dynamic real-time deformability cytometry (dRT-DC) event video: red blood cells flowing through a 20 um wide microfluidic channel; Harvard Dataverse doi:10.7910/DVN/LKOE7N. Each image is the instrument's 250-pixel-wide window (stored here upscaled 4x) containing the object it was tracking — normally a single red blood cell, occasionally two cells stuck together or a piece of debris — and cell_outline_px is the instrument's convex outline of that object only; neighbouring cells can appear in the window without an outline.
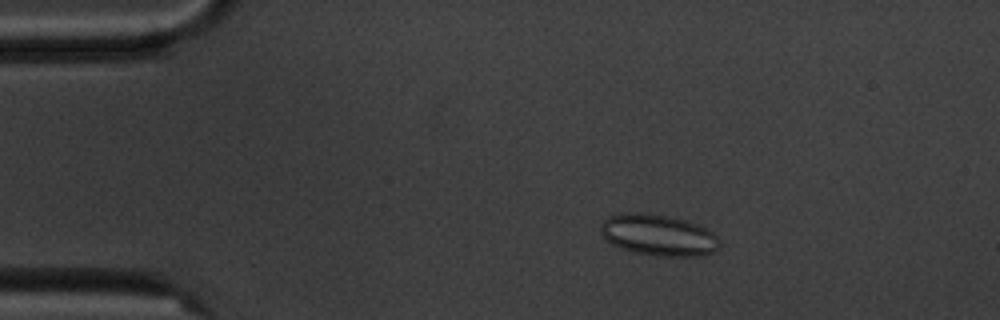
{"species": "common noctule bat (a hibernating species)", "species_latin": "Nyctalus noctula", "temperature_condition": "cold", "stored_images_in_passage": 6, "camera_frame_rate_fps": 3000, "um_per_image_px": 0.085, "animal": {"sex": "male", "body_mass_g": 20.1, "forearm_length_mm": 53.5}, "frame": {"image": 1, "passage_image": 2, "time_ms": 1.0, "image_size_px": [1000, 320], "cell_outline_px": [[720, 244], [712, 252], [704, 256], [656, 256], [636, 252], [620, 248], [612, 244], [600, 232], [600, 224], [608, 216], [620, 212], [648, 212], [668, 216], [684, 220], [696, 224], [712, 232], [720, 240]], "centroid_in_image_um": [55.93, 19.97], "position_along_channel_um": 29.1, "area_um2": 28.73}}
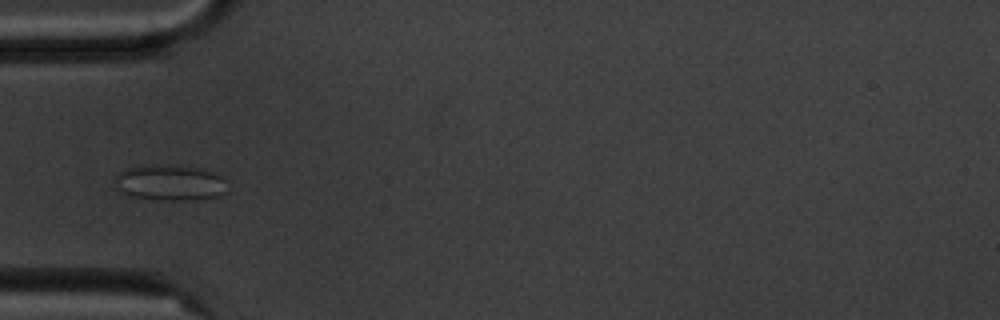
{"frame": {"image": 2, "passage_image": 4, "time_ms": 3.667, "image_size_px": [1000, 320], "cell_outline_px": [[224, 192], [220, 196], [192, 200], [160, 200], [132, 196], [116, 188], [112, 180], [120, 172], [128, 168], [144, 164], [176, 164], [200, 168], [216, 172], [224, 176]], "centroid_in_image_um": [14.44, 15.5], "position_along_channel_um": 70.6, "area_um2": 23.87}}
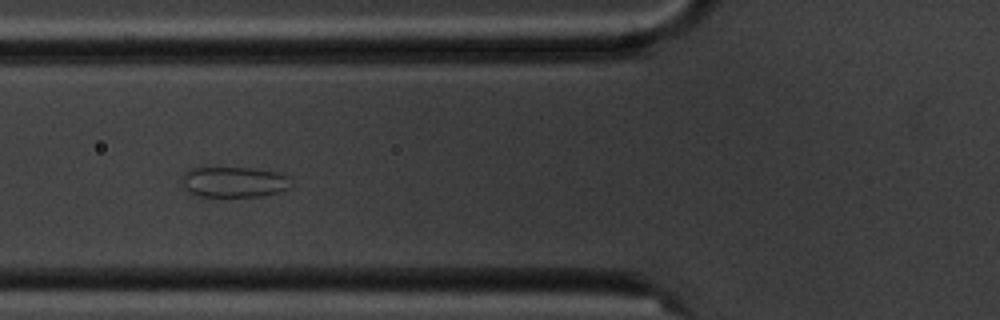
{"frame": {"image": 3, "passage_image": 5, "time_ms": 4.667, "image_size_px": [1000, 320], "cell_outline_px": [[292, 188], [280, 192], [260, 196], [200, 196], [188, 192], [180, 184], [180, 176], [184, 172], [192, 168], [204, 164], [252, 168], [280, 172], [288, 176], [292, 184]], "centroid_in_image_um": [19.83, 15.41], "position_along_channel_um": 106.0, "area_um2": 20.69}}